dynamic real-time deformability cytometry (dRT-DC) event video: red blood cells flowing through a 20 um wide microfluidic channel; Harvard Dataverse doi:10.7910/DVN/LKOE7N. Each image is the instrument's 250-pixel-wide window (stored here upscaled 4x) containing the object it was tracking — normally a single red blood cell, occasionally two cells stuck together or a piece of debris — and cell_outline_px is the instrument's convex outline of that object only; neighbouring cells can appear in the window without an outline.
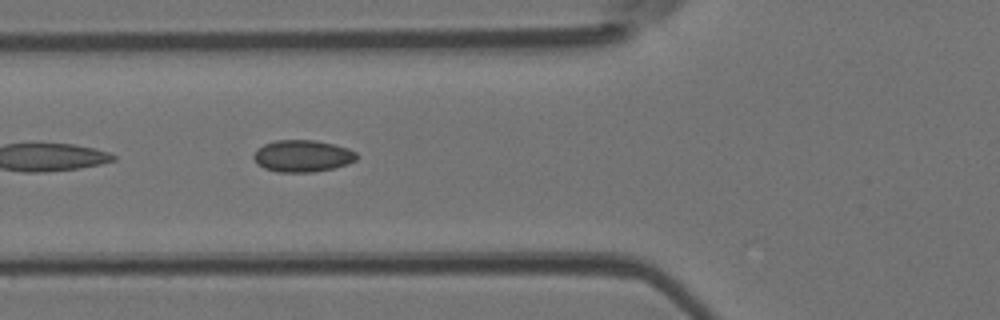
{"species": "Egyptian fruit bat (a non-hibernating species)", "species_latin": "Rousettus aegyptiacus", "temperature_condition": "room temperature", "stored_images_in_passage": 5, "camera_frame_rate_fps": 3000, "um_per_image_px": 0.085, "animal": {"sex": "female"}, "frame": {"image": 1, "passage_image": 5, "time_ms": 1.333, "image_size_px": [1000, 320], "cell_outline_px": [[356, 160], [348, 164], [332, 168], [312, 172], [276, 172], [264, 168], [256, 164], [252, 156], [256, 148], [264, 144], [276, 140], [316, 140], [348, 148], [356, 152]], "centroid_in_image_um": [25.66, 13.26], "position_along_channel_um": 100.1, "area_um2": 19.25}}